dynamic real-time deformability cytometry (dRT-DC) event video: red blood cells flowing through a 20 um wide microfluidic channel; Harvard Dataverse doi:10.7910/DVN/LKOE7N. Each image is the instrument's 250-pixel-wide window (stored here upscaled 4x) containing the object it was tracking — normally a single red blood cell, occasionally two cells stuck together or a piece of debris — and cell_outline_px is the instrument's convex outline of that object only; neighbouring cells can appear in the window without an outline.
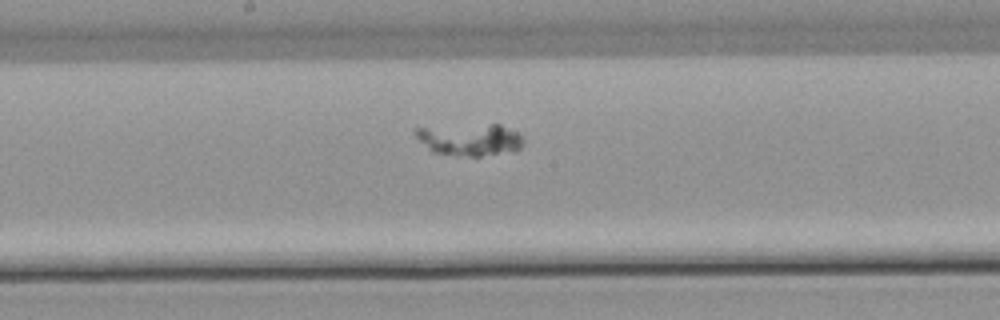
{"species": "common noctule bat (a hibernating species)", "species_latin": "Nyctalus noctula", "temperature_condition": "warm", "stored_images_in_passage": 37, "camera_frame_rate_fps": 3000, "um_per_image_px": 0.085, "animal": {"sex": "male", "body_mass_g": 21.5, "forearm_length_mm": 52.0}, "frame": {"image": 1, "passage_image": 12, "time_ms": 3.667, "image_size_px": [1000, 320], "cell_outline_px": [[524, 140], [520, 148], [516, 152], [480, 156], [456, 156], [432, 152], [412, 132], [416, 128], [492, 124], [500, 124], [520, 132], [524, 136]], "centroid_in_image_um": [40.02, 11.88], "position_along_channel_um": 208.2, "area_um2": 20.35}}
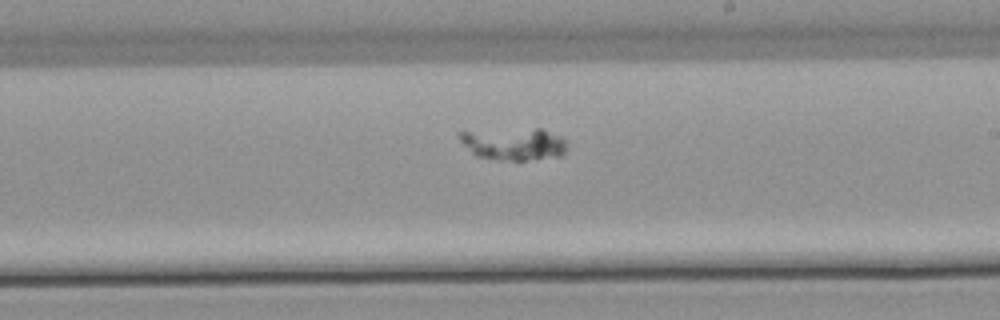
{"frame": {"image": 2, "passage_image": 15, "time_ms": 4.667, "image_size_px": [1000, 320], "cell_outline_px": [[568, 144], [564, 152], [560, 156], [524, 160], [500, 160], [476, 156], [456, 136], [456, 132], [536, 128], [540, 128], [560, 136]], "centroid_in_image_um": [43.67, 12.23], "position_along_channel_um": 245.3, "area_um2": 20.06}}
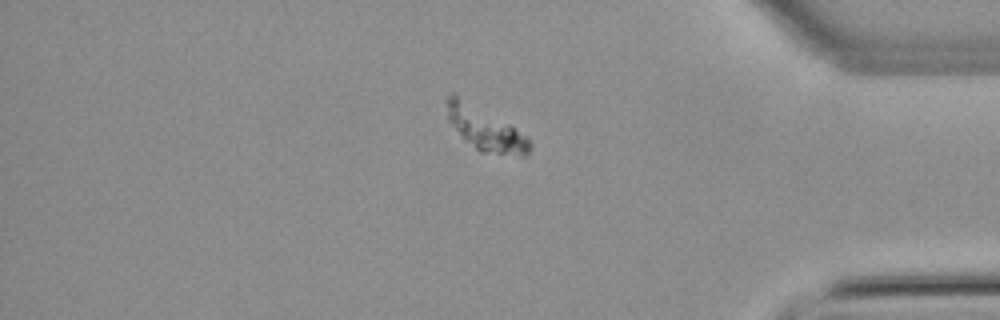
{"frame": {"image": 3, "passage_image": 29, "time_ms": 9.333, "image_size_px": [1000, 320], "cell_outline_px": [[532, 148], [524, 156], [480, 152], [464, 140], [448, 120], [444, 100], [452, 92], [508, 124], [528, 136], [532, 144]], "centroid_in_image_um": [41.22, 10.96], "position_along_channel_um": 394.0, "area_um2": 20.75}}